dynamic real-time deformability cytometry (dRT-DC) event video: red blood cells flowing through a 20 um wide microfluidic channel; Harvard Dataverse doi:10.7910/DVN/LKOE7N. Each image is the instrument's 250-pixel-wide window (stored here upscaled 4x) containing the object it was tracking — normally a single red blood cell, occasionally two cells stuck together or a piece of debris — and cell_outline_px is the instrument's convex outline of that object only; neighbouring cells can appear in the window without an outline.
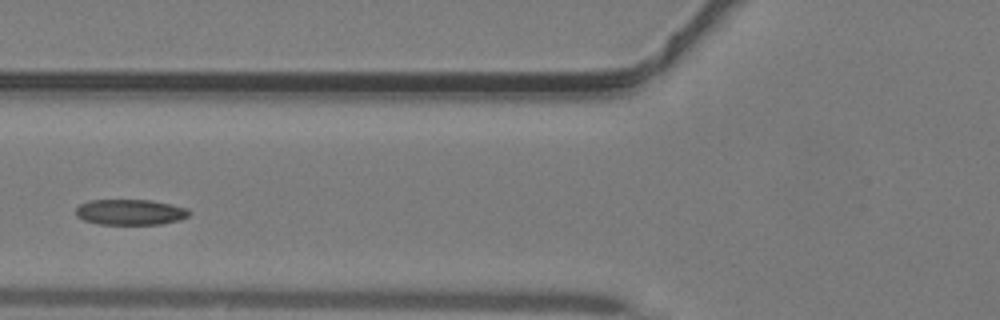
{"species": "common noctule bat (a hibernating species)", "species_latin": "Nyctalus noctula", "temperature_condition": "warm", "stored_images_in_passage": 24, "camera_frame_rate_fps": 3000, "um_per_image_px": 0.085, "animal": {"sex": "male", "body_mass_g": 19.2, "forearm_length_mm": 51.8}, "frame": {"image": 1, "passage_image": 7, "time_ms": 2.0, "image_size_px": [1000, 320], "cell_outline_px": [[192, 212], [188, 216], [180, 220], [160, 224], [100, 224], [84, 220], [76, 216], [76, 208], [80, 204], [88, 200], [152, 200], [188, 208]], "centroid_in_image_um": [11.09, 18.02], "position_along_channel_um": 114.7, "area_um2": 16.99}}
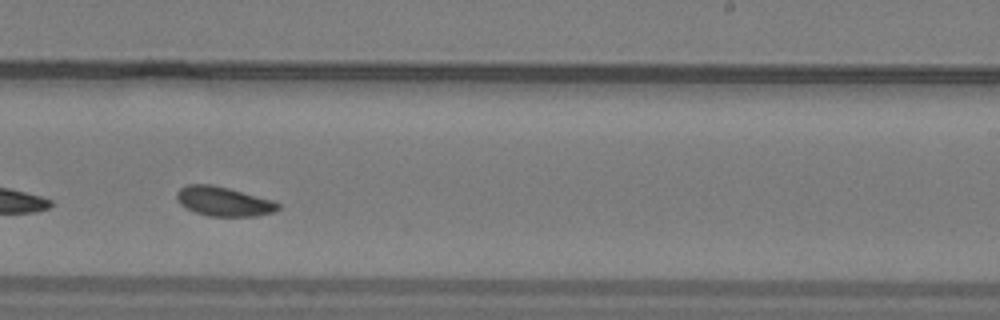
{"frame": {"image": 2, "passage_image": 17, "time_ms": 5.333, "image_size_px": [1000, 320], "cell_outline_px": [[280, 208], [272, 212], [256, 216], [208, 216], [184, 208], [180, 204], [176, 196], [176, 192], [180, 188], [188, 184], [212, 184], [228, 188], [272, 200], [280, 204]], "centroid_in_image_um": [18.97, 17.12], "position_along_channel_um": 270.0, "area_um2": 17.28}}
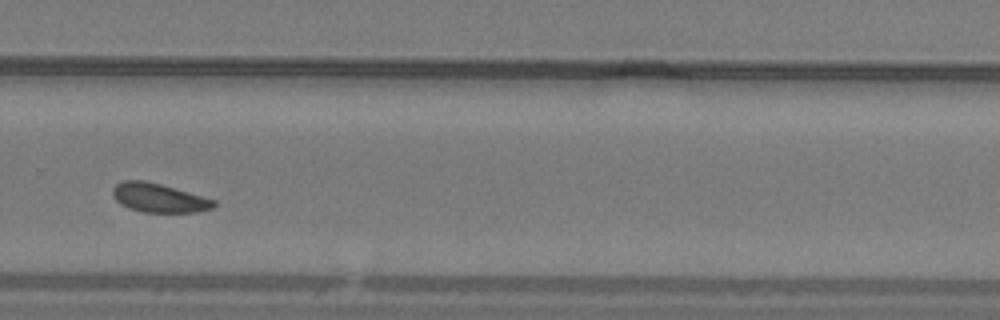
{"frame": {"image": 3, "passage_image": 20, "time_ms": 6.333, "image_size_px": [1000, 320], "cell_outline_px": [[216, 204], [212, 208], [196, 212], [144, 212], [128, 208], [120, 204], [112, 196], [112, 188], [116, 184], [124, 180], [144, 180], [160, 184], [216, 200]], "centroid_in_image_um": [13.47, 16.82], "position_along_channel_um": 316.3, "area_um2": 16.99}}